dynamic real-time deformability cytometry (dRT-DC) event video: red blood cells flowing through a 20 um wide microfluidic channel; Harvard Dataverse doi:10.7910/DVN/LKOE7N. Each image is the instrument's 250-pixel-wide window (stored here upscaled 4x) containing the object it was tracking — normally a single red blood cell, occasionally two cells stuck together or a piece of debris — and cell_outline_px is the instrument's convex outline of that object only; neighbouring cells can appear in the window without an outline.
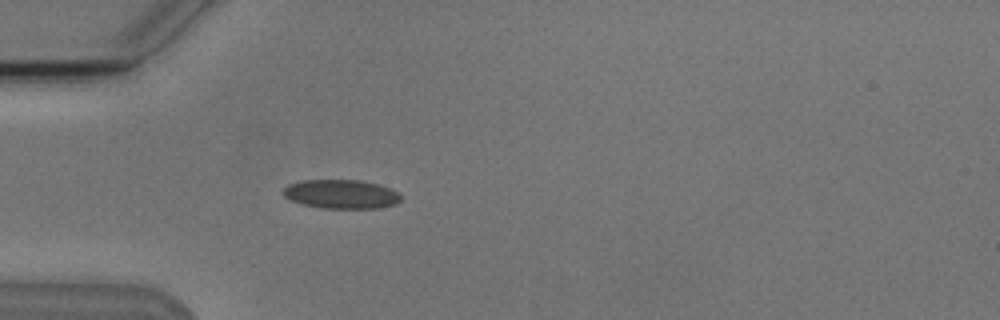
{"species": "Egyptian fruit bat (a non-hibernating species)", "species_latin": "Rousettus aegyptiacus", "temperature_condition": "cold", "stored_images_in_passage": 4, "camera_frame_rate_fps": 3000, "um_per_image_px": 0.085, "animal": {"sex": "male"}, "frame": {"image": 1, "passage_image": 4, "time_ms": 3.333, "image_size_px": [1000, 320], "cell_outline_px": [[400, 200], [396, 204], [376, 208], [324, 208], [304, 204], [292, 200], [284, 196], [280, 192], [288, 184], [300, 180], [360, 180], [380, 184], [396, 192], [400, 196]], "centroid_in_image_um": [28.97, 16.49], "position_along_channel_um": 56.0, "area_um2": 19.77}}